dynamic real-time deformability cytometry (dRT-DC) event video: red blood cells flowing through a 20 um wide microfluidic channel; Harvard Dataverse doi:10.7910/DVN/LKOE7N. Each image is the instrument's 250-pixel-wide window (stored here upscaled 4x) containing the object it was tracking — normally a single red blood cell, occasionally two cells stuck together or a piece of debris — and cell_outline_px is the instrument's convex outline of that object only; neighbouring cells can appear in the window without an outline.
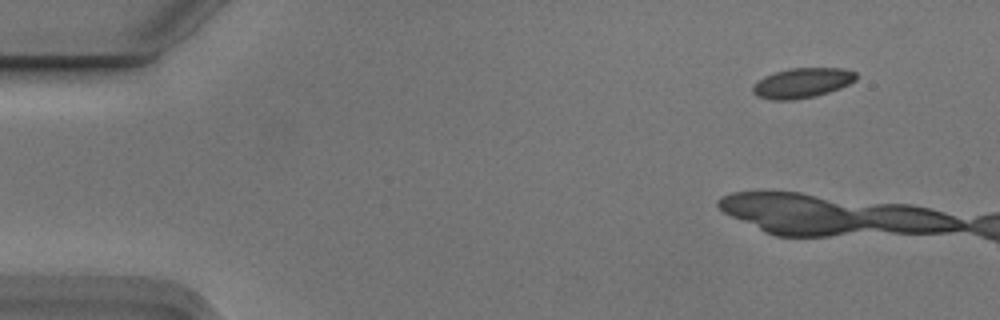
{"species": "Egyptian fruit bat (a non-hibernating species)", "species_latin": "Rousettus aegyptiacus", "temperature_condition": "cold", "stored_images_in_passage": 3, "camera_frame_rate_fps": 3000, "um_per_image_px": 0.085, "animal": {"sex": "male"}, "frame": {"image": 1, "passage_image": 1, "time_ms": 0.0, "image_size_px": [1000, 320], "cell_outline_px": [[856, 80], [840, 88], [816, 96], [792, 100], [772, 100], [756, 96], [752, 92], [752, 84], [756, 80], [764, 76], [788, 68], [844, 68], [856, 72]], "centroid_in_image_um": [68.14, 7.05], "position_along_channel_um": 16.9, "area_um2": 18.21}}